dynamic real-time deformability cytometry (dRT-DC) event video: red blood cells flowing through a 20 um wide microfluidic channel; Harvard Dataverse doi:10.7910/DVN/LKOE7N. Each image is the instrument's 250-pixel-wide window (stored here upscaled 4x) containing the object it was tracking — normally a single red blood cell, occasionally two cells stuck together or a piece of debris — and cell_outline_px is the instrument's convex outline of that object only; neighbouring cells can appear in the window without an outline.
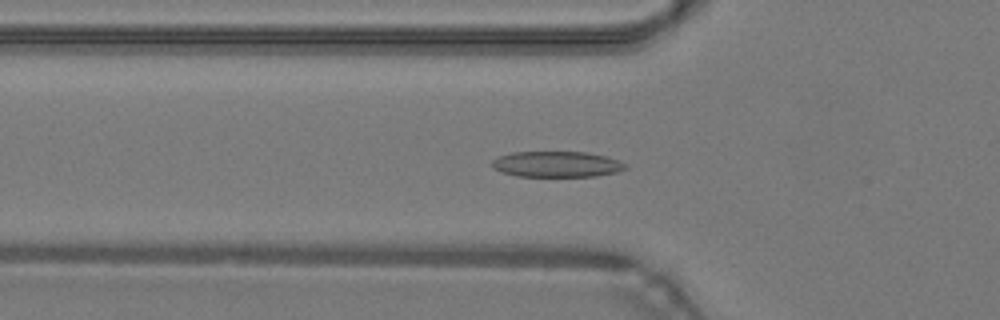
{"species": "common noctule bat (a hibernating species)", "species_latin": "Nyctalus noctula", "temperature_condition": "warm", "stored_images_in_passage": 48, "camera_frame_rate_fps": 3000, "um_per_image_px": 0.085, "animal": {"sex": "male", "body_mass_g": 19.2, "forearm_length_mm": 51.8}, "frame": {"image": 1, "passage_image": 17, "time_ms": 5.333, "image_size_px": [1000, 320], "cell_outline_px": [[628, 168], [616, 172], [596, 176], [516, 176], [492, 168], [492, 160], [500, 156], [512, 152], [588, 152], [604, 156], [628, 164]], "centroid_in_image_um": [47.33, 13.96], "position_along_channel_um": 78.5, "area_um2": 19.94}}
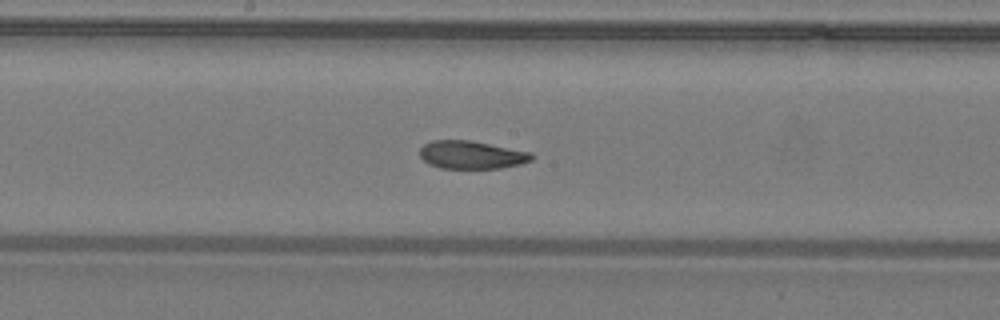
{"frame": {"image": 2, "passage_image": 26, "time_ms": 8.333, "image_size_px": [1000, 320], "cell_outline_px": [[536, 156], [532, 160], [520, 164], [500, 168], [440, 168], [428, 164], [420, 156], [420, 148], [424, 144], [432, 140], [472, 140], [532, 152]], "centroid_in_image_um": [40.1, 13.15], "position_along_channel_um": 208.1, "area_um2": 18.44}}
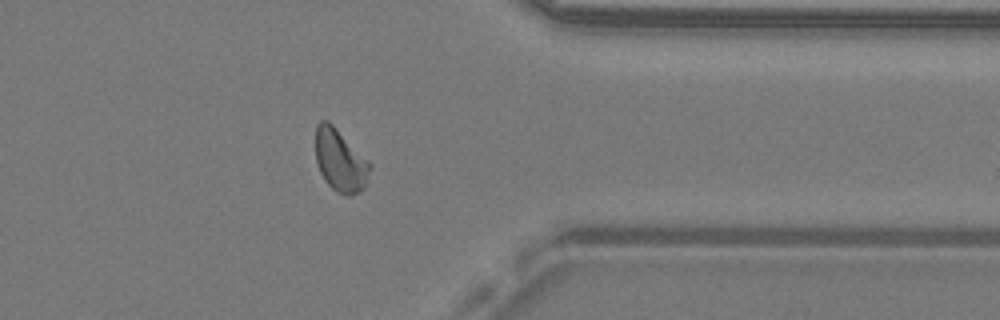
{"frame": {"image": 3, "passage_image": 39, "time_ms": 12.667, "image_size_px": [1000, 320], "cell_outline_px": [[372, 168], [368, 180], [364, 188], [360, 192], [352, 196], [344, 196], [336, 192], [328, 184], [320, 172], [316, 160], [316, 124], [320, 120], [328, 120], [372, 164]], "centroid_in_image_um": [28.94, 13.68], "position_along_channel_um": 382.5, "area_um2": 19.94}, "authors_computed_cell_mechanics": {"area_um2": 19.5653, "velocity_mm_per_s": 4.2733, "shape_relaxation_time_tau1_ms": 4.5058, "shape_relaxation_time_tau2_ms": 1.7299, "deformation_change_tau1": 0.1497, "deformation_change_tau2": 0.0786}}